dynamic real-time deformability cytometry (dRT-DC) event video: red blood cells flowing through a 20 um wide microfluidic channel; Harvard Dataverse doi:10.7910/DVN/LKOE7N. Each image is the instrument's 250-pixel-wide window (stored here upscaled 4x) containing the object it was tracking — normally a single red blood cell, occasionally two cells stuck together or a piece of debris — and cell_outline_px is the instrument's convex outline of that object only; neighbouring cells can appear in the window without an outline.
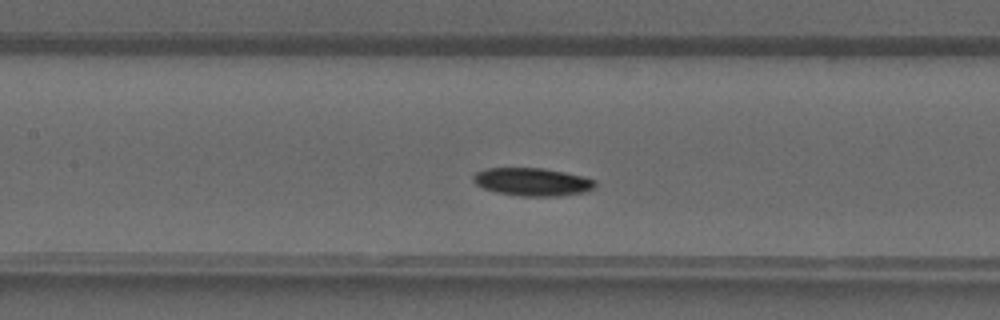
{"species": "common noctule bat (a hibernating species)", "species_latin": "Nyctalus noctula", "temperature_condition": "warm", "stored_images_in_passage": 31, "camera_frame_rate_fps": 3000, "um_per_image_px": 0.085, "animal": {"sex": "male", "forearm_length_mm": 52.5}, "frame": {"image": 1, "passage_image": 14, "time_ms": 4.333, "image_size_px": [1000, 320], "cell_outline_px": [[596, 184], [588, 192], [560, 196], [520, 196], [496, 192], [484, 188], [476, 184], [472, 180], [472, 176], [476, 172], [488, 168], [544, 168], [584, 176], [596, 180]], "centroid_in_image_um": [45.27, 15.46], "position_along_channel_um": 162.1, "area_um2": 20.0}}
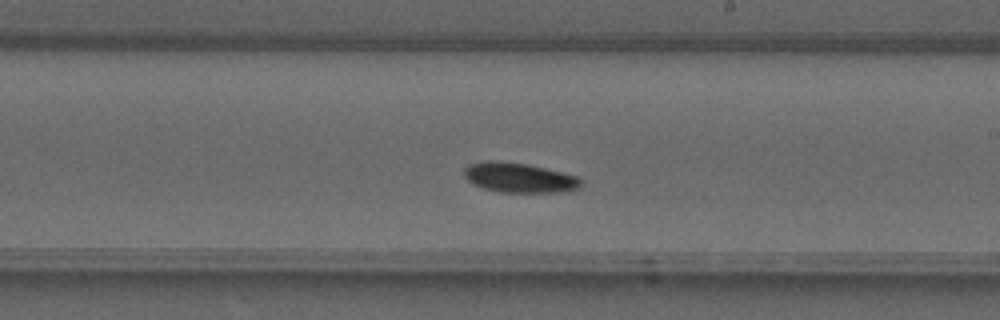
{"frame": {"image": 2, "passage_image": 19, "time_ms": 6.0, "image_size_px": [1000, 320], "cell_outline_px": [[580, 188], [568, 192], [500, 192], [484, 188], [468, 180], [464, 176], [464, 168], [468, 164], [484, 160], [500, 160], [528, 164], [564, 172], [580, 176]], "centroid_in_image_um": [44.16, 15.08], "position_along_channel_um": 244.8, "area_um2": 20.58}}
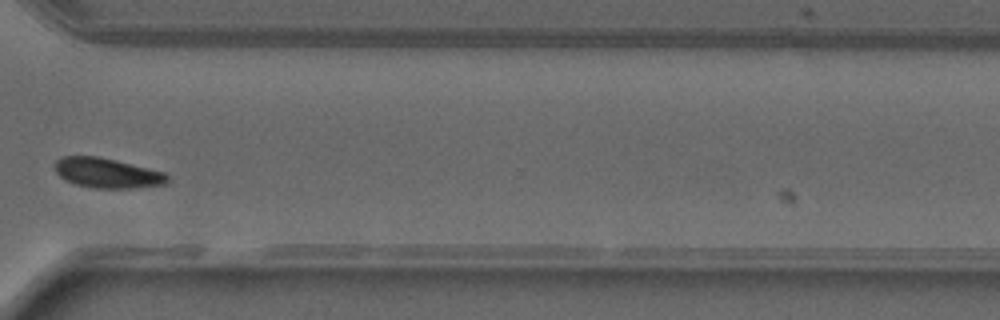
{"frame": {"image": 3, "passage_image": 26, "time_ms": 8.333, "image_size_px": [1000, 320], "cell_outline_px": [[168, 180], [164, 184], [136, 188], [92, 188], [76, 184], [64, 180], [56, 172], [56, 160], [60, 156], [100, 156], [164, 172], [168, 176]], "centroid_in_image_um": [9.09, 14.7], "position_along_channel_um": 361.5, "area_um2": 19.59}}